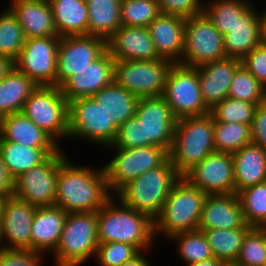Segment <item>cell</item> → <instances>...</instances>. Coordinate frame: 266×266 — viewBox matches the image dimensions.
<instances>
[{
	"label": "cell",
	"instance_id": "6da1fadb",
	"mask_svg": "<svg viewBox=\"0 0 266 266\" xmlns=\"http://www.w3.org/2000/svg\"><path fill=\"white\" fill-rule=\"evenodd\" d=\"M176 121L162 95L140 97L135 116L118 128L114 143L107 149L160 146L170 151Z\"/></svg>",
	"mask_w": 266,
	"mask_h": 266
},
{
	"label": "cell",
	"instance_id": "7a4b0ae2",
	"mask_svg": "<svg viewBox=\"0 0 266 266\" xmlns=\"http://www.w3.org/2000/svg\"><path fill=\"white\" fill-rule=\"evenodd\" d=\"M69 158L59 165L56 206L67 213L97 212L113 196L104 168L76 166Z\"/></svg>",
	"mask_w": 266,
	"mask_h": 266
},
{
	"label": "cell",
	"instance_id": "3957f363",
	"mask_svg": "<svg viewBox=\"0 0 266 266\" xmlns=\"http://www.w3.org/2000/svg\"><path fill=\"white\" fill-rule=\"evenodd\" d=\"M97 227L99 243L124 242L140 252L149 251L156 239L154 220L126 206L115 195L97 211Z\"/></svg>",
	"mask_w": 266,
	"mask_h": 266
},
{
	"label": "cell",
	"instance_id": "277c9868",
	"mask_svg": "<svg viewBox=\"0 0 266 266\" xmlns=\"http://www.w3.org/2000/svg\"><path fill=\"white\" fill-rule=\"evenodd\" d=\"M213 152L214 118L210 114L176 121L169 159L181 176Z\"/></svg>",
	"mask_w": 266,
	"mask_h": 266
},
{
	"label": "cell",
	"instance_id": "5b68a950",
	"mask_svg": "<svg viewBox=\"0 0 266 266\" xmlns=\"http://www.w3.org/2000/svg\"><path fill=\"white\" fill-rule=\"evenodd\" d=\"M182 176L170 159L126 184L116 195L126 206L155 220L175 183Z\"/></svg>",
	"mask_w": 266,
	"mask_h": 266
},
{
	"label": "cell",
	"instance_id": "8992f818",
	"mask_svg": "<svg viewBox=\"0 0 266 266\" xmlns=\"http://www.w3.org/2000/svg\"><path fill=\"white\" fill-rule=\"evenodd\" d=\"M205 196V192L182 176L154 220L155 238L161 233L168 240L176 233L198 230Z\"/></svg>",
	"mask_w": 266,
	"mask_h": 266
},
{
	"label": "cell",
	"instance_id": "52a82bcc",
	"mask_svg": "<svg viewBox=\"0 0 266 266\" xmlns=\"http://www.w3.org/2000/svg\"><path fill=\"white\" fill-rule=\"evenodd\" d=\"M98 243L97 212L68 213L54 265L80 266L95 257Z\"/></svg>",
	"mask_w": 266,
	"mask_h": 266
},
{
	"label": "cell",
	"instance_id": "ba28073f",
	"mask_svg": "<svg viewBox=\"0 0 266 266\" xmlns=\"http://www.w3.org/2000/svg\"><path fill=\"white\" fill-rule=\"evenodd\" d=\"M57 144L68 137L69 101L58 86H37L22 111Z\"/></svg>",
	"mask_w": 266,
	"mask_h": 266
},
{
	"label": "cell",
	"instance_id": "9c48e42d",
	"mask_svg": "<svg viewBox=\"0 0 266 266\" xmlns=\"http://www.w3.org/2000/svg\"><path fill=\"white\" fill-rule=\"evenodd\" d=\"M111 149H115L114 157L103 168L112 195H116L134 178L163 165L169 159V151L160 146Z\"/></svg>",
	"mask_w": 266,
	"mask_h": 266
},
{
	"label": "cell",
	"instance_id": "30bf717a",
	"mask_svg": "<svg viewBox=\"0 0 266 266\" xmlns=\"http://www.w3.org/2000/svg\"><path fill=\"white\" fill-rule=\"evenodd\" d=\"M68 115V138H80L104 147L114 143L118 128L109 119L101 103L93 97L69 101Z\"/></svg>",
	"mask_w": 266,
	"mask_h": 266
},
{
	"label": "cell",
	"instance_id": "8fae6325",
	"mask_svg": "<svg viewBox=\"0 0 266 266\" xmlns=\"http://www.w3.org/2000/svg\"><path fill=\"white\" fill-rule=\"evenodd\" d=\"M173 64L163 58L115 61L114 82L139 98L161 96Z\"/></svg>",
	"mask_w": 266,
	"mask_h": 266
},
{
	"label": "cell",
	"instance_id": "7c38bea8",
	"mask_svg": "<svg viewBox=\"0 0 266 266\" xmlns=\"http://www.w3.org/2000/svg\"><path fill=\"white\" fill-rule=\"evenodd\" d=\"M162 96L177 120L210 113L202 99L196 67L173 64L167 75Z\"/></svg>",
	"mask_w": 266,
	"mask_h": 266
},
{
	"label": "cell",
	"instance_id": "4fadbf2b",
	"mask_svg": "<svg viewBox=\"0 0 266 266\" xmlns=\"http://www.w3.org/2000/svg\"><path fill=\"white\" fill-rule=\"evenodd\" d=\"M62 150L14 179L13 196L35 207L54 205L59 165L66 158Z\"/></svg>",
	"mask_w": 266,
	"mask_h": 266
},
{
	"label": "cell",
	"instance_id": "5bb4252c",
	"mask_svg": "<svg viewBox=\"0 0 266 266\" xmlns=\"http://www.w3.org/2000/svg\"><path fill=\"white\" fill-rule=\"evenodd\" d=\"M223 39L203 12L186 18L185 47L179 64L197 67L226 58Z\"/></svg>",
	"mask_w": 266,
	"mask_h": 266
},
{
	"label": "cell",
	"instance_id": "9a60e30c",
	"mask_svg": "<svg viewBox=\"0 0 266 266\" xmlns=\"http://www.w3.org/2000/svg\"><path fill=\"white\" fill-rule=\"evenodd\" d=\"M59 41L60 36L27 38L15 68L37 86H56Z\"/></svg>",
	"mask_w": 266,
	"mask_h": 266
},
{
	"label": "cell",
	"instance_id": "2e32d148",
	"mask_svg": "<svg viewBox=\"0 0 266 266\" xmlns=\"http://www.w3.org/2000/svg\"><path fill=\"white\" fill-rule=\"evenodd\" d=\"M106 40L98 36L77 35L60 37L57 53L56 86L87 67L105 51Z\"/></svg>",
	"mask_w": 266,
	"mask_h": 266
},
{
	"label": "cell",
	"instance_id": "e0dca14e",
	"mask_svg": "<svg viewBox=\"0 0 266 266\" xmlns=\"http://www.w3.org/2000/svg\"><path fill=\"white\" fill-rule=\"evenodd\" d=\"M183 177L206 194L236 193L233 158L230 153H211Z\"/></svg>",
	"mask_w": 266,
	"mask_h": 266
},
{
	"label": "cell",
	"instance_id": "ac0fdd59",
	"mask_svg": "<svg viewBox=\"0 0 266 266\" xmlns=\"http://www.w3.org/2000/svg\"><path fill=\"white\" fill-rule=\"evenodd\" d=\"M35 212L36 207L26 201L15 196L6 198L0 222L3 248L31 250V228Z\"/></svg>",
	"mask_w": 266,
	"mask_h": 266
},
{
	"label": "cell",
	"instance_id": "d6986e66",
	"mask_svg": "<svg viewBox=\"0 0 266 266\" xmlns=\"http://www.w3.org/2000/svg\"><path fill=\"white\" fill-rule=\"evenodd\" d=\"M115 60L106 50L87 67L68 78L61 86V93L68 101L93 97L114 81Z\"/></svg>",
	"mask_w": 266,
	"mask_h": 266
},
{
	"label": "cell",
	"instance_id": "ffe728a7",
	"mask_svg": "<svg viewBox=\"0 0 266 266\" xmlns=\"http://www.w3.org/2000/svg\"><path fill=\"white\" fill-rule=\"evenodd\" d=\"M106 48L115 61L160 58L147 27L121 25L107 40Z\"/></svg>",
	"mask_w": 266,
	"mask_h": 266
},
{
	"label": "cell",
	"instance_id": "44dd1931",
	"mask_svg": "<svg viewBox=\"0 0 266 266\" xmlns=\"http://www.w3.org/2000/svg\"><path fill=\"white\" fill-rule=\"evenodd\" d=\"M241 60L226 57L197 66L202 99L210 110L228 97L231 80Z\"/></svg>",
	"mask_w": 266,
	"mask_h": 266
},
{
	"label": "cell",
	"instance_id": "7402d4cb",
	"mask_svg": "<svg viewBox=\"0 0 266 266\" xmlns=\"http://www.w3.org/2000/svg\"><path fill=\"white\" fill-rule=\"evenodd\" d=\"M241 203L236 193L206 194L198 230L236 229L245 225Z\"/></svg>",
	"mask_w": 266,
	"mask_h": 266
},
{
	"label": "cell",
	"instance_id": "603a6c76",
	"mask_svg": "<svg viewBox=\"0 0 266 266\" xmlns=\"http://www.w3.org/2000/svg\"><path fill=\"white\" fill-rule=\"evenodd\" d=\"M186 18L161 13L147 26L160 58L180 63L185 47Z\"/></svg>",
	"mask_w": 266,
	"mask_h": 266
},
{
	"label": "cell",
	"instance_id": "cb8c5ba5",
	"mask_svg": "<svg viewBox=\"0 0 266 266\" xmlns=\"http://www.w3.org/2000/svg\"><path fill=\"white\" fill-rule=\"evenodd\" d=\"M7 6L16 16L27 38L58 36L47 0H12Z\"/></svg>",
	"mask_w": 266,
	"mask_h": 266
},
{
	"label": "cell",
	"instance_id": "d4e9b609",
	"mask_svg": "<svg viewBox=\"0 0 266 266\" xmlns=\"http://www.w3.org/2000/svg\"><path fill=\"white\" fill-rule=\"evenodd\" d=\"M67 214L56 205L36 207L31 228V250L53 253L60 242Z\"/></svg>",
	"mask_w": 266,
	"mask_h": 266
},
{
	"label": "cell",
	"instance_id": "484cf974",
	"mask_svg": "<svg viewBox=\"0 0 266 266\" xmlns=\"http://www.w3.org/2000/svg\"><path fill=\"white\" fill-rule=\"evenodd\" d=\"M254 3L241 15L237 25L224 35L226 57L242 60L262 44L260 16Z\"/></svg>",
	"mask_w": 266,
	"mask_h": 266
},
{
	"label": "cell",
	"instance_id": "4316f807",
	"mask_svg": "<svg viewBox=\"0 0 266 266\" xmlns=\"http://www.w3.org/2000/svg\"><path fill=\"white\" fill-rule=\"evenodd\" d=\"M236 194L266 182V149L249 143L232 154Z\"/></svg>",
	"mask_w": 266,
	"mask_h": 266
},
{
	"label": "cell",
	"instance_id": "83f0119b",
	"mask_svg": "<svg viewBox=\"0 0 266 266\" xmlns=\"http://www.w3.org/2000/svg\"><path fill=\"white\" fill-rule=\"evenodd\" d=\"M0 139L33 148H59L48 134L22 112L0 118Z\"/></svg>",
	"mask_w": 266,
	"mask_h": 266
},
{
	"label": "cell",
	"instance_id": "f1b7e54d",
	"mask_svg": "<svg viewBox=\"0 0 266 266\" xmlns=\"http://www.w3.org/2000/svg\"><path fill=\"white\" fill-rule=\"evenodd\" d=\"M60 148H33L13 141L0 139V154L9 175L16 179L20 174L43 163Z\"/></svg>",
	"mask_w": 266,
	"mask_h": 266
},
{
	"label": "cell",
	"instance_id": "f546056e",
	"mask_svg": "<svg viewBox=\"0 0 266 266\" xmlns=\"http://www.w3.org/2000/svg\"><path fill=\"white\" fill-rule=\"evenodd\" d=\"M58 36L88 35V7L85 0H48Z\"/></svg>",
	"mask_w": 266,
	"mask_h": 266
},
{
	"label": "cell",
	"instance_id": "4dcf8cb0",
	"mask_svg": "<svg viewBox=\"0 0 266 266\" xmlns=\"http://www.w3.org/2000/svg\"><path fill=\"white\" fill-rule=\"evenodd\" d=\"M93 98L101 103L109 119L119 128L126 120L135 116L139 97L114 81L102 88Z\"/></svg>",
	"mask_w": 266,
	"mask_h": 266
},
{
	"label": "cell",
	"instance_id": "1f68e13d",
	"mask_svg": "<svg viewBox=\"0 0 266 266\" xmlns=\"http://www.w3.org/2000/svg\"><path fill=\"white\" fill-rule=\"evenodd\" d=\"M37 85L15 67L0 80V118L21 112Z\"/></svg>",
	"mask_w": 266,
	"mask_h": 266
},
{
	"label": "cell",
	"instance_id": "d6a6232c",
	"mask_svg": "<svg viewBox=\"0 0 266 266\" xmlns=\"http://www.w3.org/2000/svg\"><path fill=\"white\" fill-rule=\"evenodd\" d=\"M88 35L107 40L121 24V0H85Z\"/></svg>",
	"mask_w": 266,
	"mask_h": 266
},
{
	"label": "cell",
	"instance_id": "836d02e7",
	"mask_svg": "<svg viewBox=\"0 0 266 266\" xmlns=\"http://www.w3.org/2000/svg\"><path fill=\"white\" fill-rule=\"evenodd\" d=\"M252 226L245 224L236 229H206L201 230L210 245L214 258L223 261L227 266H233L240 254L242 243Z\"/></svg>",
	"mask_w": 266,
	"mask_h": 266
},
{
	"label": "cell",
	"instance_id": "e575fe53",
	"mask_svg": "<svg viewBox=\"0 0 266 266\" xmlns=\"http://www.w3.org/2000/svg\"><path fill=\"white\" fill-rule=\"evenodd\" d=\"M203 13L224 36L237 25L241 16L253 3L250 0H210L203 3Z\"/></svg>",
	"mask_w": 266,
	"mask_h": 266
},
{
	"label": "cell",
	"instance_id": "d590c367",
	"mask_svg": "<svg viewBox=\"0 0 266 266\" xmlns=\"http://www.w3.org/2000/svg\"><path fill=\"white\" fill-rule=\"evenodd\" d=\"M237 195L245 223L252 227H266V182L240 190Z\"/></svg>",
	"mask_w": 266,
	"mask_h": 266
},
{
	"label": "cell",
	"instance_id": "8d00e7d4",
	"mask_svg": "<svg viewBox=\"0 0 266 266\" xmlns=\"http://www.w3.org/2000/svg\"><path fill=\"white\" fill-rule=\"evenodd\" d=\"M249 143H251V125L214 122L216 152L233 154Z\"/></svg>",
	"mask_w": 266,
	"mask_h": 266
},
{
	"label": "cell",
	"instance_id": "74e56055",
	"mask_svg": "<svg viewBox=\"0 0 266 266\" xmlns=\"http://www.w3.org/2000/svg\"><path fill=\"white\" fill-rule=\"evenodd\" d=\"M168 239L172 242L173 239L177 241V253L184 260L185 265L214 258L205 234L201 230L176 233Z\"/></svg>",
	"mask_w": 266,
	"mask_h": 266
},
{
	"label": "cell",
	"instance_id": "f35d334b",
	"mask_svg": "<svg viewBox=\"0 0 266 266\" xmlns=\"http://www.w3.org/2000/svg\"><path fill=\"white\" fill-rule=\"evenodd\" d=\"M26 37L16 16L9 8L0 12V55L16 60Z\"/></svg>",
	"mask_w": 266,
	"mask_h": 266
},
{
	"label": "cell",
	"instance_id": "ab89813d",
	"mask_svg": "<svg viewBox=\"0 0 266 266\" xmlns=\"http://www.w3.org/2000/svg\"><path fill=\"white\" fill-rule=\"evenodd\" d=\"M228 97L258 105L266 100V87L241 64L231 80Z\"/></svg>",
	"mask_w": 266,
	"mask_h": 266
},
{
	"label": "cell",
	"instance_id": "60d3db41",
	"mask_svg": "<svg viewBox=\"0 0 266 266\" xmlns=\"http://www.w3.org/2000/svg\"><path fill=\"white\" fill-rule=\"evenodd\" d=\"M121 24L147 27L161 12L158 0H121Z\"/></svg>",
	"mask_w": 266,
	"mask_h": 266
},
{
	"label": "cell",
	"instance_id": "b9f144b4",
	"mask_svg": "<svg viewBox=\"0 0 266 266\" xmlns=\"http://www.w3.org/2000/svg\"><path fill=\"white\" fill-rule=\"evenodd\" d=\"M256 106L254 103L227 97L210 109L209 114L214 122L252 125Z\"/></svg>",
	"mask_w": 266,
	"mask_h": 266
},
{
	"label": "cell",
	"instance_id": "7bdbcfd3",
	"mask_svg": "<svg viewBox=\"0 0 266 266\" xmlns=\"http://www.w3.org/2000/svg\"><path fill=\"white\" fill-rule=\"evenodd\" d=\"M266 227H252L244 237L240 254L233 266H264Z\"/></svg>",
	"mask_w": 266,
	"mask_h": 266
},
{
	"label": "cell",
	"instance_id": "ee69618b",
	"mask_svg": "<svg viewBox=\"0 0 266 266\" xmlns=\"http://www.w3.org/2000/svg\"><path fill=\"white\" fill-rule=\"evenodd\" d=\"M140 251L133 245L124 242L98 243L95 260L100 266H121L132 260Z\"/></svg>",
	"mask_w": 266,
	"mask_h": 266
},
{
	"label": "cell",
	"instance_id": "f6af8a7d",
	"mask_svg": "<svg viewBox=\"0 0 266 266\" xmlns=\"http://www.w3.org/2000/svg\"><path fill=\"white\" fill-rule=\"evenodd\" d=\"M44 255L30 249H6L2 247L0 249V266H41Z\"/></svg>",
	"mask_w": 266,
	"mask_h": 266
},
{
	"label": "cell",
	"instance_id": "bcb514c9",
	"mask_svg": "<svg viewBox=\"0 0 266 266\" xmlns=\"http://www.w3.org/2000/svg\"><path fill=\"white\" fill-rule=\"evenodd\" d=\"M202 0H158L160 12L189 18L203 12Z\"/></svg>",
	"mask_w": 266,
	"mask_h": 266
},
{
	"label": "cell",
	"instance_id": "7dc6e473",
	"mask_svg": "<svg viewBox=\"0 0 266 266\" xmlns=\"http://www.w3.org/2000/svg\"><path fill=\"white\" fill-rule=\"evenodd\" d=\"M241 64L266 87V44H260L251 50Z\"/></svg>",
	"mask_w": 266,
	"mask_h": 266
},
{
	"label": "cell",
	"instance_id": "c3c4849f",
	"mask_svg": "<svg viewBox=\"0 0 266 266\" xmlns=\"http://www.w3.org/2000/svg\"><path fill=\"white\" fill-rule=\"evenodd\" d=\"M251 142L266 149V100L256 106L251 125Z\"/></svg>",
	"mask_w": 266,
	"mask_h": 266
},
{
	"label": "cell",
	"instance_id": "681fc988",
	"mask_svg": "<svg viewBox=\"0 0 266 266\" xmlns=\"http://www.w3.org/2000/svg\"><path fill=\"white\" fill-rule=\"evenodd\" d=\"M13 188L14 180L9 175L0 154V196H13Z\"/></svg>",
	"mask_w": 266,
	"mask_h": 266
},
{
	"label": "cell",
	"instance_id": "f907efd6",
	"mask_svg": "<svg viewBox=\"0 0 266 266\" xmlns=\"http://www.w3.org/2000/svg\"><path fill=\"white\" fill-rule=\"evenodd\" d=\"M14 67V60L0 55V80L7 76Z\"/></svg>",
	"mask_w": 266,
	"mask_h": 266
},
{
	"label": "cell",
	"instance_id": "816d5d0a",
	"mask_svg": "<svg viewBox=\"0 0 266 266\" xmlns=\"http://www.w3.org/2000/svg\"><path fill=\"white\" fill-rule=\"evenodd\" d=\"M146 251L140 252L132 260L123 263L121 266H151V263L148 262V258H145Z\"/></svg>",
	"mask_w": 266,
	"mask_h": 266
},
{
	"label": "cell",
	"instance_id": "f5cc1de1",
	"mask_svg": "<svg viewBox=\"0 0 266 266\" xmlns=\"http://www.w3.org/2000/svg\"><path fill=\"white\" fill-rule=\"evenodd\" d=\"M186 266H227L223 261L216 258H211L205 261L196 262Z\"/></svg>",
	"mask_w": 266,
	"mask_h": 266
},
{
	"label": "cell",
	"instance_id": "db71d44e",
	"mask_svg": "<svg viewBox=\"0 0 266 266\" xmlns=\"http://www.w3.org/2000/svg\"><path fill=\"white\" fill-rule=\"evenodd\" d=\"M260 16V23H261V38L262 43L266 44V11L263 10V12L259 13Z\"/></svg>",
	"mask_w": 266,
	"mask_h": 266
},
{
	"label": "cell",
	"instance_id": "11a10c76",
	"mask_svg": "<svg viewBox=\"0 0 266 266\" xmlns=\"http://www.w3.org/2000/svg\"><path fill=\"white\" fill-rule=\"evenodd\" d=\"M7 197H10V196H0V222H1V217L3 213V206H4V203Z\"/></svg>",
	"mask_w": 266,
	"mask_h": 266
},
{
	"label": "cell",
	"instance_id": "9f6ffc18",
	"mask_svg": "<svg viewBox=\"0 0 266 266\" xmlns=\"http://www.w3.org/2000/svg\"><path fill=\"white\" fill-rule=\"evenodd\" d=\"M2 248V238H1V229H0V249Z\"/></svg>",
	"mask_w": 266,
	"mask_h": 266
}]
</instances>
